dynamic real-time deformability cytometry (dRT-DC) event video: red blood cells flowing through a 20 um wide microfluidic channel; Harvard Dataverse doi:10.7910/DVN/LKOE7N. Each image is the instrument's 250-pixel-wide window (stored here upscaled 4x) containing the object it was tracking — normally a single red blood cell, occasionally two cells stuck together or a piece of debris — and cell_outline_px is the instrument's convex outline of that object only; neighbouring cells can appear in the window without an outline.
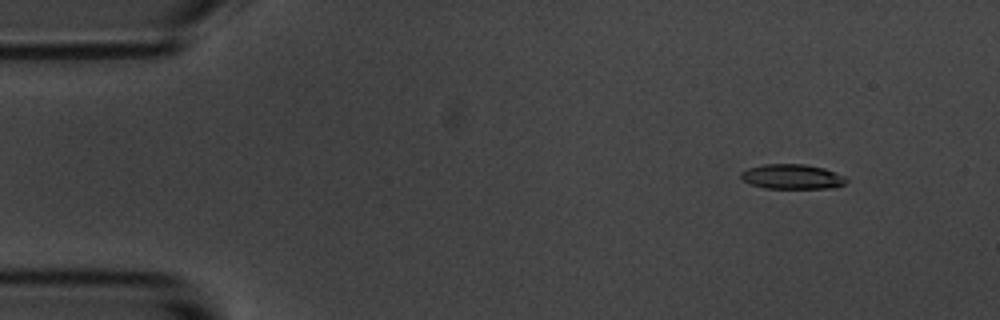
{"species": "common noctule bat (a hibernating species)", "species_latin": "Nyctalus noctula", "temperature_condition": "room temperature", "stored_images_in_passage": 5, "camera_frame_rate_fps": 3000, "um_per_image_px": 0.085, "animal": {"sex": "male", "body_mass_g": 20.1, "forearm_length_mm": 53.5}, "frame": {"image": 1, "passage_image": 1, "time_ms": 0.0, "image_size_px": [1000, 320], "cell_outline_px": [[848, 180], [844, 184], [836, 188], [764, 188], [752, 184], [744, 180], [740, 176], [740, 172], [748, 168], [764, 164], [804, 164], [824, 168], [848, 176]], "centroid_in_image_um": [67.39, 15.01], "position_along_channel_um": 17.6, "area_um2": 15.37}}
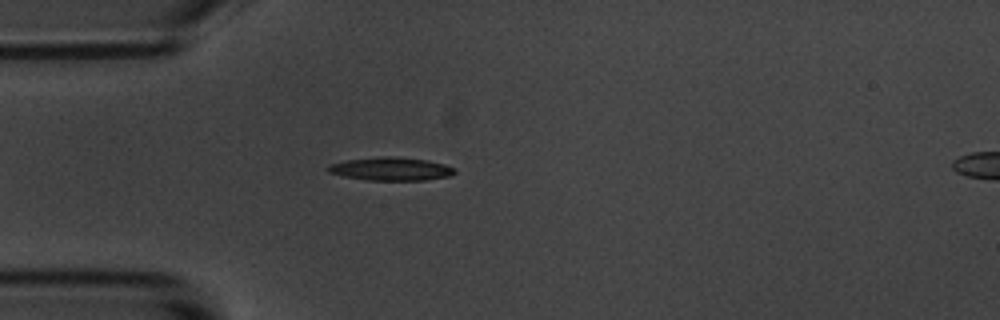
{"frame": {"image": 2, "passage_image": 4, "time_ms": 3.333, "image_size_px": [1000, 320], "cell_outline_px": [[456, 172], [452, 176], [424, 180], [368, 180], [344, 176], [328, 172], [324, 168], [328, 164], [344, 160], [384, 156], [388, 156], [428, 160], [444, 164], [456, 168]], "centroid_in_image_um": [33.22, 14.35], "position_along_channel_um": 51.8, "area_um2": 17.28}}